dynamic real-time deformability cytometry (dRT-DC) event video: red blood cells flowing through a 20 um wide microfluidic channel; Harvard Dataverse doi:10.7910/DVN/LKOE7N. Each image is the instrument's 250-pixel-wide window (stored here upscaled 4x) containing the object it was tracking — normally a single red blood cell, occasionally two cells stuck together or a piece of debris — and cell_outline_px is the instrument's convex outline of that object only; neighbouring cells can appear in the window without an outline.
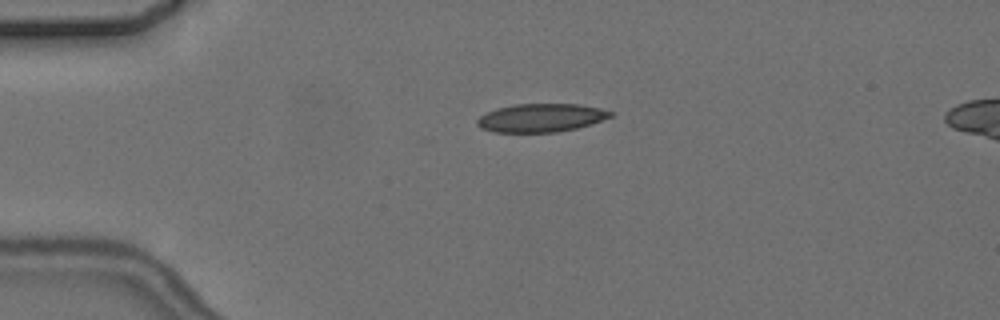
{"species": "common noctule bat (a hibernating species)", "species_latin": "Nyctalus noctula", "temperature_condition": "cold", "stored_images_in_passage": 4, "camera_frame_rate_fps": 3000, "um_per_image_px": 0.085, "animal": {"sex": "female", "body_mass_g": 24.6, "forearm_length_mm": 56.2}, "frame": {"image": 1, "passage_image": 2, "time_ms": 1.667, "image_size_px": [1000, 320], "cell_outline_px": [[616, 112], [612, 116], [576, 128], [556, 132], [492, 132], [480, 128], [476, 124], [476, 120], [480, 116], [496, 108], [512, 104], [580, 104], [600, 108]], "centroid_in_image_um": [45.95, 10.01], "position_along_channel_um": 39.0, "area_um2": 22.02}}